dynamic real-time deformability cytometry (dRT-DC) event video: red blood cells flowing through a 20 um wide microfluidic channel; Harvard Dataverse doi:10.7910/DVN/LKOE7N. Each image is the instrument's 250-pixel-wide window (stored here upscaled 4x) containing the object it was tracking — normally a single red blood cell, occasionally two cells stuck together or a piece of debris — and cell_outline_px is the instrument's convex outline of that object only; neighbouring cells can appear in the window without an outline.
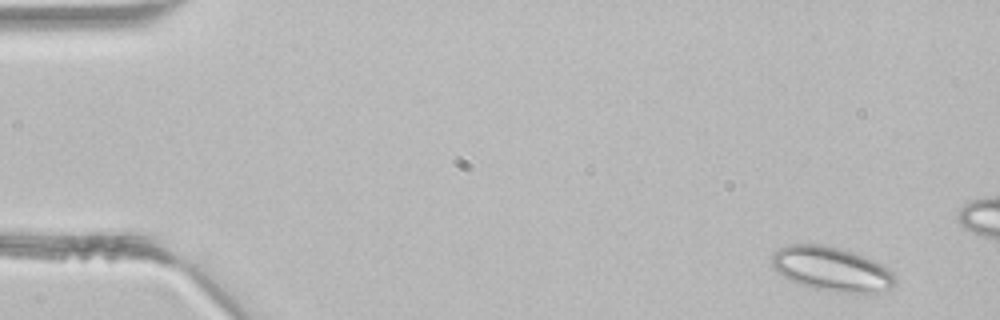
{"species": "common noctule bat (a hibernating species)", "species_latin": "Nyctalus noctula", "temperature_condition": "room temperature", "stored_images_in_passage": 4, "camera_frame_rate_fps": 3000, "um_per_image_px": 0.085, "animal": {"sex": "male", "body_mass_g": 21.5, "forearm_length_mm": 52.0}, "frame": {"image": 1, "passage_image": 1, "time_ms": 0.0, "image_size_px": [1000, 320], "cell_outline_px": [[896, 284], [888, 292], [868, 296], [836, 292], [812, 288], [788, 280], [772, 268], [772, 252], [788, 244], [820, 244], [840, 248], [852, 252], [872, 260], [888, 268], [896, 276]], "centroid_in_image_um": [70.75, 22.92], "position_along_channel_um": 14.3, "area_um2": 32.77}}